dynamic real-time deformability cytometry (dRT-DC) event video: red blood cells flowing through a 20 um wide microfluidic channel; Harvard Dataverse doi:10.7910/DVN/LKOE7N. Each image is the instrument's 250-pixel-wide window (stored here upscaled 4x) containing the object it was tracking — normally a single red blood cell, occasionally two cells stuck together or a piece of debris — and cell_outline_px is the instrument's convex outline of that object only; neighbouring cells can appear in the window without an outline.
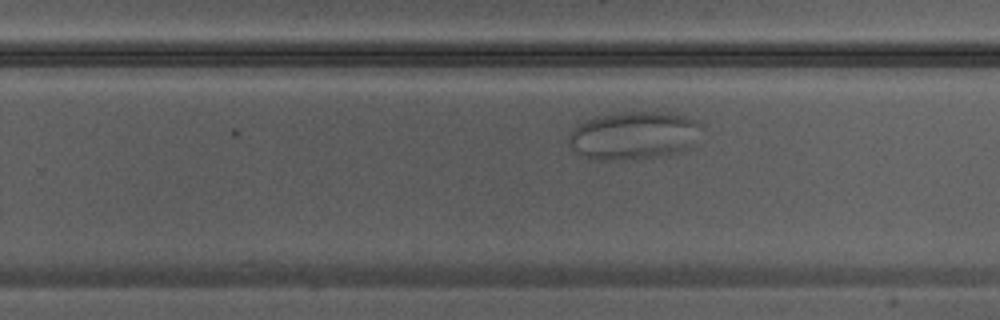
{"species": "Egyptian fruit bat (a non-hibernating species)", "species_latin": "Rousettus aegyptiacus", "temperature_condition": "warm", "stored_images_in_passage": 12, "camera_frame_rate_fps": 3000, "um_per_image_px": 0.085, "animal": {"sex": "male"}, "frame": {"image": 1, "passage_image": 12, "time_ms": 3.667, "image_size_px": [1000, 320], "cell_outline_px": [[700, 128], [688, 144], [684, 148], [676, 152], [652, 156], [616, 160], [600, 160], [584, 156], [576, 152], [568, 144], [568, 136], [572, 128], [576, 124], [592, 116], [624, 112], [668, 112], [684, 116], [696, 120], [700, 124]], "centroid_in_image_um": [53.72, 11.48], "position_along_channel_um": 276.1, "area_um2": 36.47}}